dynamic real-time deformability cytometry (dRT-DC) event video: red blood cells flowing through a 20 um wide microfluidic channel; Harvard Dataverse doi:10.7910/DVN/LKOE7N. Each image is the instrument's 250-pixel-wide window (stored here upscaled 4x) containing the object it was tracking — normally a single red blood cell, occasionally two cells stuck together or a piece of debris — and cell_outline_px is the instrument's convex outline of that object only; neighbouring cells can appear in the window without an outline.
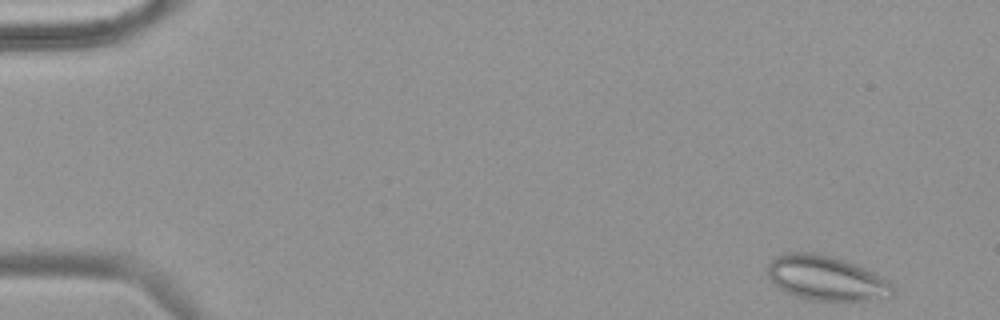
{"species": "common noctule bat (a hibernating species)", "species_latin": "Nyctalus noctula", "temperature_condition": "warm", "stored_images_in_passage": 53, "camera_frame_rate_fps": 3000, "um_per_image_px": 0.085, "animal": {"sex": "female", "body_mass_g": 18.4}, "frame": {"image": 1, "passage_image": 2, "time_ms": 0.333, "image_size_px": [1000, 320], "cell_outline_px": [[896, 292], [892, 296], [872, 300], [812, 300], [796, 296], [780, 288], [768, 276], [768, 264], [776, 256], [784, 252], [820, 252], [844, 260], [864, 268], [888, 280], [896, 288]], "centroid_in_image_um": [70.26, 23.63], "position_along_channel_um": 14.7, "area_um2": 32.54}}
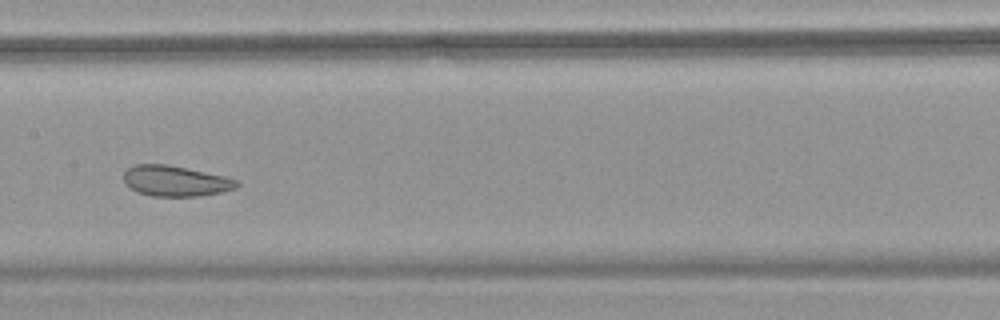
{"frame": {"image": 2, "passage_image": 27, "time_ms": 8.667, "image_size_px": [1000, 320], "cell_outline_px": [[240, 184], [236, 188], [220, 192], [200, 196], [152, 196], [136, 192], [124, 184], [124, 172], [132, 164], [168, 164], [224, 176], [236, 180]], "centroid_in_image_um": [14.87, 15.38], "position_along_channel_um": 192.5, "area_um2": 20.23}}
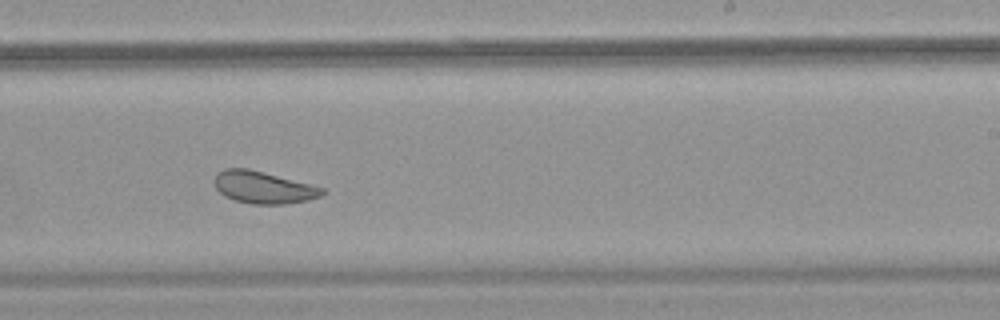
{"frame": {"image": 3, "passage_image": 33, "time_ms": 10.667, "image_size_px": [1000, 320], "cell_outline_px": [[328, 192], [320, 196], [308, 200], [284, 204], [252, 204], [236, 200], [224, 196], [216, 188], [212, 180], [216, 172], [224, 168], [248, 168], [312, 184], [324, 188]], "centroid_in_image_um": [22.38, 15.91], "position_along_channel_um": 266.6, "area_um2": 20.46}, "authors_computed_cell_mechanics": {"area_um2": 25.3742, "velocity_mm_per_s": 3.7224, "shape_relaxation_time_tau1_ms": null, "shape_relaxation_time_tau2_ms": 1.6309, "deformation_change_tau1": null, "deformation_change_tau2": 0.0734}}